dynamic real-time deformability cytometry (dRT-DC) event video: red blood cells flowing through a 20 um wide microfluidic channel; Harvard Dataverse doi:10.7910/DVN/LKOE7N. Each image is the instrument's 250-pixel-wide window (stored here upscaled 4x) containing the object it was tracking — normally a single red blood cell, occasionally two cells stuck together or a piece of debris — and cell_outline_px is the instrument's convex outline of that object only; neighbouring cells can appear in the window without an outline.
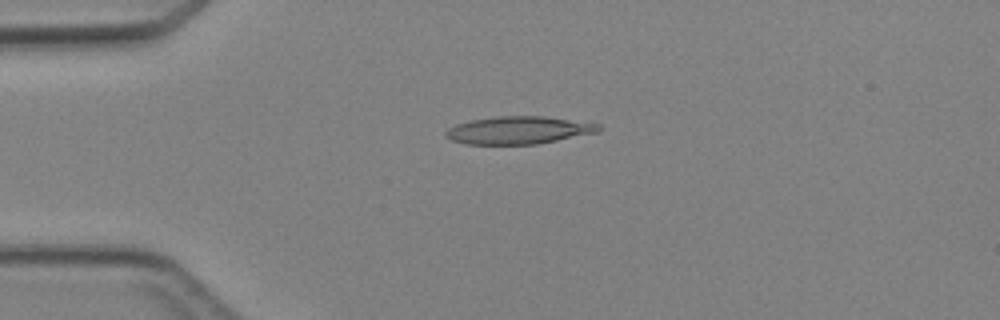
{"species": "Egyptian fruit bat (a non-hibernating species)", "species_latin": "Rousettus aegyptiacus", "temperature_condition": "cold", "stored_images_in_passage": 6, "camera_frame_rate_fps": 3000, "um_per_image_px": 0.085, "animal": {"sex": "female"}, "frame": {"image": 1, "passage_image": 4, "time_ms": 3.333, "image_size_px": [1000, 320], "cell_outline_px": [[600, 132], [536, 144], [464, 144], [452, 140], [444, 136], [444, 132], [448, 128], [456, 124], [472, 120], [496, 116], [544, 116], [600, 124]], "centroid_in_image_um": [44.06, 11.07], "position_along_channel_um": 40.9, "area_um2": 24.62}}
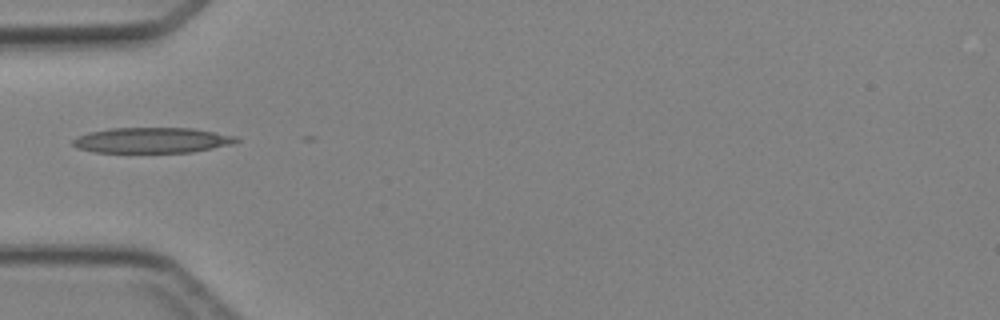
{"frame": {"image": 2, "passage_image": 5, "time_ms": 4.667, "image_size_px": [1000, 320], "cell_outline_px": [[240, 140], [232, 144], [192, 152], [92, 152], [76, 148], [72, 144], [72, 140], [76, 136], [88, 132], [112, 128], [192, 128], [236, 136]], "centroid_in_image_um": [12.87, 11.92], "position_along_channel_um": 72.1, "area_um2": 24.28}}
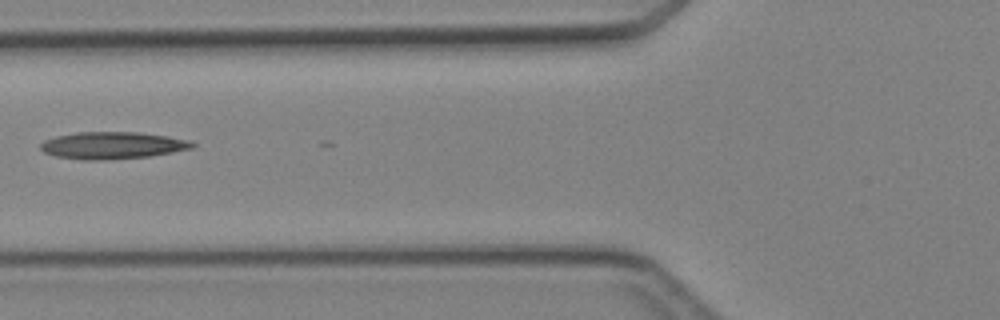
{"frame": {"image": 3, "passage_image": 6, "time_ms": 5.667, "image_size_px": [1000, 320], "cell_outline_px": [[196, 144], [192, 148], [172, 152], [148, 156], [108, 160], [80, 160], [56, 156], [44, 152], [40, 148], [40, 144], [44, 140], [56, 136], [76, 132], [140, 132], [168, 136], [192, 140]], "centroid_in_image_um": [9.56, 12.35], "position_along_channel_um": 116.2, "area_um2": 24.1}}